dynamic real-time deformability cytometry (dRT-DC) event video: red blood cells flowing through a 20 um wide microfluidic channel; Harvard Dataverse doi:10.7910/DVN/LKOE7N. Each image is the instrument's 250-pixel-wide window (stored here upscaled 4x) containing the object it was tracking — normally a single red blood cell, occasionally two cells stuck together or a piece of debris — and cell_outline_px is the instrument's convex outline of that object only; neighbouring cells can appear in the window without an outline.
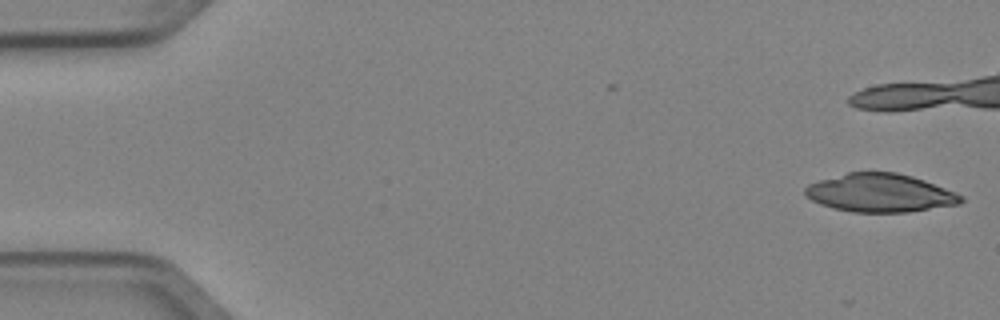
{"species": "Egyptian fruit bat (a non-hibernating species)", "species_latin": "Rousettus aegyptiacus", "temperature_condition": "cold", "stored_images_in_passage": 5, "camera_frame_rate_fps": 3000, "um_per_image_px": 0.085, "animal": {"sex": "female"}, "frame": {"image": 1, "passage_image": 1, "time_ms": 0.0, "image_size_px": [1000, 320], "cell_outline_px": [[964, 200], [960, 204], [908, 212], [852, 212], [832, 208], [820, 204], [804, 196], [804, 188], [808, 184], [820, 180], [848, 172], [896, 172], [912, 176], [924, 180], [956, 192], [964, 196]], "centroid_in_image_um": [74.8, 16.4], "position_along_channel_um": 10.2, "area_um2": 34.91}}